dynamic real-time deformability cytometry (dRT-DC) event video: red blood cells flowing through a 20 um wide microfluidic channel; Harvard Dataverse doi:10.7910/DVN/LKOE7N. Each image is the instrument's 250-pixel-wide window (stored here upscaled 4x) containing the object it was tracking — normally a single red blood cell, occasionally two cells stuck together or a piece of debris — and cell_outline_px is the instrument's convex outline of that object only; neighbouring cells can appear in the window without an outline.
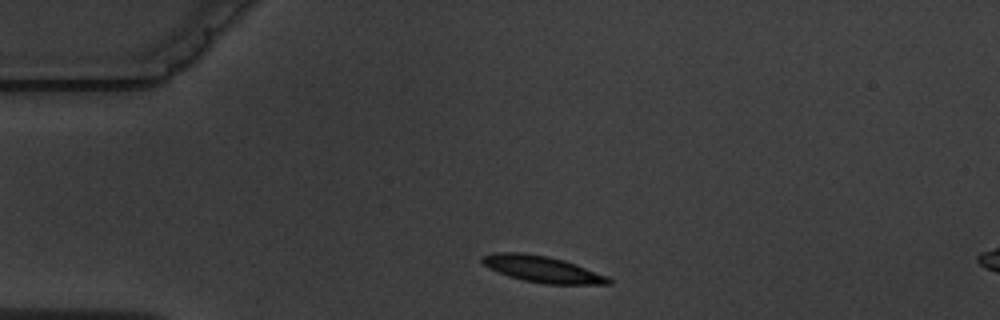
{"species": "common noctule bat (a hibernating species)", "species_latin": "Nyctalus noctula", "temperature_condition": "warm", "stored_images_in_passage": 3, "segment_of_instrument_passage": [1, 2], "camera_frame_rate_fps": 3000, "um_per_image_px": 0.085, "animal": {"sex": "male", "body_mass_g": 19.5, "forearm_length_mm": 54.6}, "frame": {"image": 1, "passage_image": 1, "time_ms": 0.0, "image_size_px": [1000, 320], "cell_outline_px": [[612, 284], [544, 284], [524, 280], [508, 276], [484, 264], [480, 260], [480, 256], [492, 252], [520, 252], [548, 256], [564, 260], [576, 264], [608, 276], [612, 280]], "centroid_in_image_um": [46.1, 22.87], "position_along_channel_um": 38.9, "area_um2": 19.42}}